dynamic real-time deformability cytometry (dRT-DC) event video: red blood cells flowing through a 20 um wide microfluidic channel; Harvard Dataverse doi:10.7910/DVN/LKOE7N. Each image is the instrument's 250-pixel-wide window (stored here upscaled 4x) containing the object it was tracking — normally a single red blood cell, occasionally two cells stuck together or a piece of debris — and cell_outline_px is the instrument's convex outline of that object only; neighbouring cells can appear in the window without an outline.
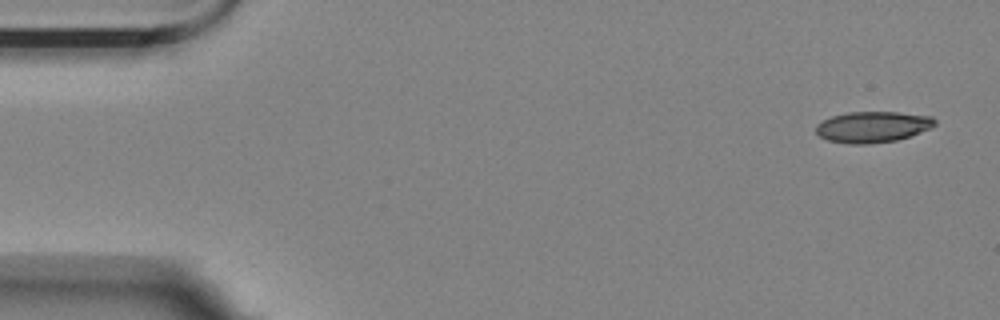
{"species": "Egyptian fruit bat (a non-hibernating species)", "species_latin": "Rousettus aegyptiacus", "temperature_condition": "room temperature", "stored_images_in_passage": 5, "segment_of_instrument_passage": [2, 2], "camera_frame_rate_fps": 3000, "um_per_image_px": 0.085, "animal": {"sex": "female"}, "frame": {"image": 1, "passage_image": 5, "time_ms": 1.333, "image_size_px": [1000, 320], "cell_outline_px": [[936, 124], [932, 128], [896, 140], [868, 144], [848, 144], [828, 140], [820, 136], [816, 132], [816, 124], [832, 116], [848, 112], [896, 112], [932, 116], [936, 120]], "centroid_in_image_um": [74.18, 10.78], "position_along_channel_um": 10.8, "area_um2": 21.44}}